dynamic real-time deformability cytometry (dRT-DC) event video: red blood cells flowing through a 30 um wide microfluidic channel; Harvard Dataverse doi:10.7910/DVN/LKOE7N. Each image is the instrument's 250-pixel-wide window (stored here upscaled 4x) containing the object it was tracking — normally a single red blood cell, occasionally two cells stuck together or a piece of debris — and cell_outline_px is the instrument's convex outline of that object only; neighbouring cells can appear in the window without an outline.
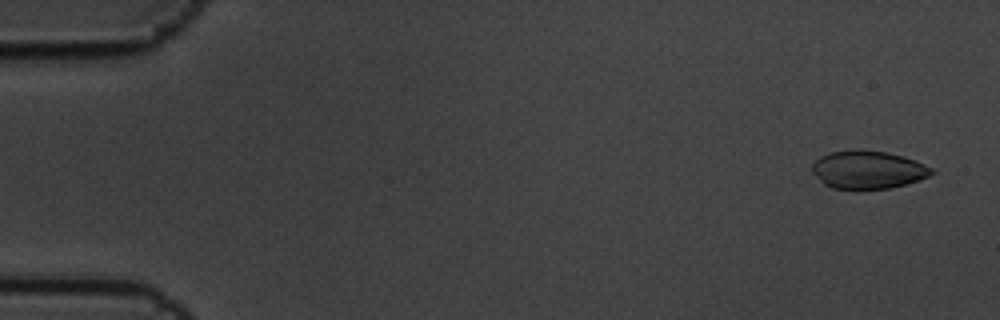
{"species": "common noctule bat (a hibernating species)", "species_latin": "Nyctalus noctula", "temperature_condition": "cold", "stored_images_in_passage": 5, "camera_frame_rate_fps": 3000, "um_per_image_px": 0.085, "animal": {"sex": "male", "body_mass_g": 19.5, "forearm_length_mm": 54.6}, "frame": {"image": 1, "passage_image": 1, "time_ms": 0.0, "image_size_px": [1000, 320], "cell_outline_px": [[936, 172], [920, 180], [888, 188], [832, 188], [824, 184], [812, 172], [812, 164], [820, 156], [828, 152], [856, 148], [860, 148], [884, 152], [904, 156], [916, 160], [932, 168]], "centroid_in_image_um": [73.77, 14.39], "position_along_channel_um": 11.2, "area_um2": 26.53}}
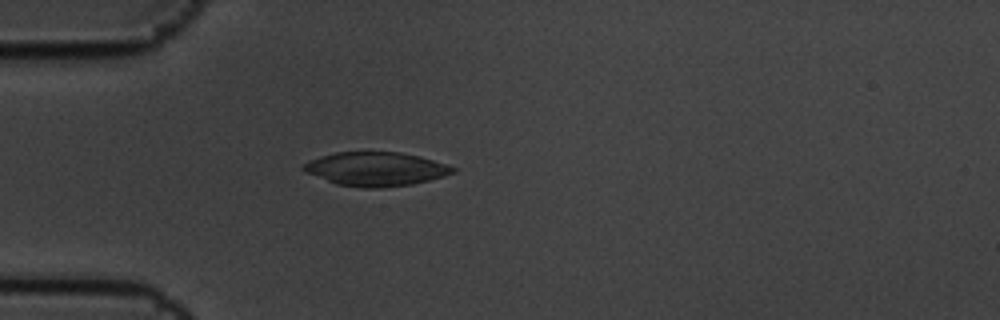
{"frame": {"image": 2, "passage_image": 5, "time_ms": 1.333, "image_size_px": [1000, 320], "cell_outline_px": [[456, 172], [444, 176], [412, 184], [380, 188], [364, 188], [336, 184], [304, 172], [300, 168], [308, 160], [320, 156], [336, 152], [400, 152], [420, 156], [456, 168]], "centroid_in_image_um": [31.9, 14.36], "position_along_channel_um": 53.1, "area_um2": 29.48}}